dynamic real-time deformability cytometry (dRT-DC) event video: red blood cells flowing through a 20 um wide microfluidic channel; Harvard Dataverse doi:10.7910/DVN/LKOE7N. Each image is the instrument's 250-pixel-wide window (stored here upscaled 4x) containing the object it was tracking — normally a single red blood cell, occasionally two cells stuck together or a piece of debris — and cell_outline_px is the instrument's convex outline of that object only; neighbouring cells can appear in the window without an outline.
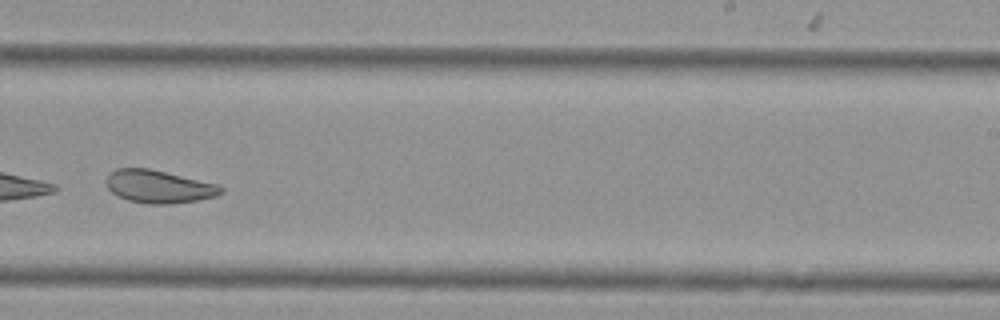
{"species": "Egyptian fruit bat (a non-hibernating species)", "species_latin": "Rousettus aegyptiacus", "temperature_condition": "cold", "stored_images_in_passage": 45, "camera_frame_rate_fps": 3000, "um_per_image_px": 0.085, "animal": {"sex": "female"}, "frame": {"image": 1, "passage_image": 26, "time_ms": 8.333, "image_size_px": [1000, 320], "cell_outline_px": [[224, 192], [216, 196], [196, 200], [168, 204], [148, 204], [128, 200], [112, 192], [108, 188], [104, 180], [116, 168], [148, 168], [220, 184], [224, 188]], "centroid_in_image_um": [13.52, 15.85], "position_along_channel_um": 275.5, "area_um2": 21.96}, "authors_computed_cell_mechanics": {"area_um2": 25.432, "velocity_mm_per_s": 3.7445, "shape_relaxation_time_tau1_ms": null, "shape_relaxation_time_tau2_ms": 2.6832, "deformation_change_tau1": null, "deformation_change_tau2": 0.0626}}